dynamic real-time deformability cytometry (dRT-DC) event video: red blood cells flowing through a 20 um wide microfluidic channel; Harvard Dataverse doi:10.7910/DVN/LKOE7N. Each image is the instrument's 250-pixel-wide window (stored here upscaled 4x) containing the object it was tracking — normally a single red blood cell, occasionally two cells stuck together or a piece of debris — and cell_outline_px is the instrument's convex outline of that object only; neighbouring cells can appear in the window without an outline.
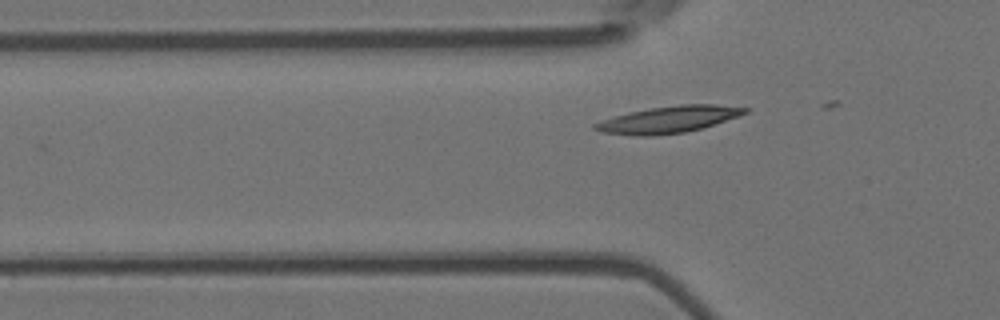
{"species": "Egyptian fruit bat (a non-hibernating species)", "species_latin": "Rousettus aegyptiacus", "temperature_condition": "room temperature", "stored_images_in_passage": 6, "camera_frame_rate_fps": 3000, "um_per_image_px": 0.085, "animal": {"sex": "female"}, "frame": {"image": 1, "passage_image": 2, "time_ms": 0.333, "image_size_px": [1000, 320], "cell_outline_px": [[748, 112], [740, 116], [700, 128], [684, 132], [652, 136], [636, 136], [600, 132], [592, 128], [592, 124], [628, 112], [652, 108], [680, 104], [716, 104], [748, 108]], "centroid_in_image_um": [56.82, 10.16], "position_along_channel_um": 69.0, "area_um2": 23.18}}
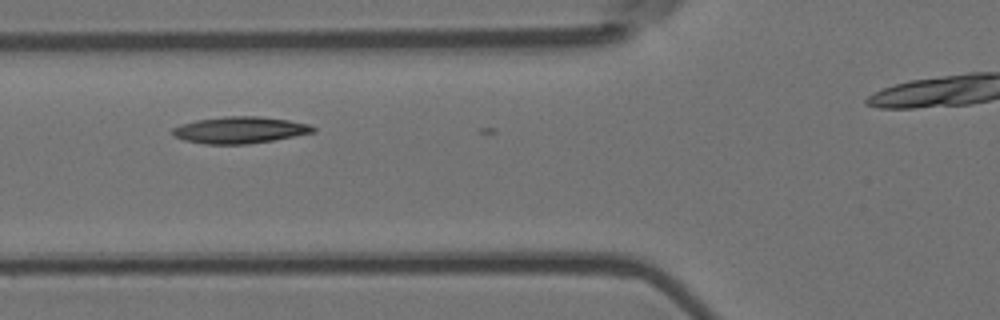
{"frame": {"image": 2, "passage_image": 5, "time_ms": 1.333, "image_size_px": [1000, 320], "cell_outline_px": [[316, 132], [272, 140], [248, 144], [204, 144], [184, 140], [172, 136], [172, 128], [180, 124], [196, 120], [224, 116], [256, 116], [288, 120], [308, 124], [316, 128]], "centroid_in_image_um": [20.35, 11.05], "position_along_channel_um": 105.5, "area_um2": 21.85}}